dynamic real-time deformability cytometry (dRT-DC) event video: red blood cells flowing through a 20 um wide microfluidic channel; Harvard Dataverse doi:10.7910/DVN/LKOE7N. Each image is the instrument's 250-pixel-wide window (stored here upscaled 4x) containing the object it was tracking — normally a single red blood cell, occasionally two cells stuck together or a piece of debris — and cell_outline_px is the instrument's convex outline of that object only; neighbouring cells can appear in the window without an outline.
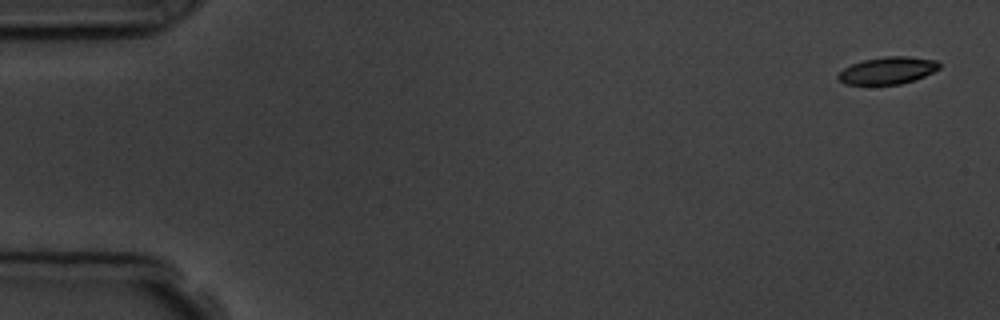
{"species": "common noctule bat (a hibernating species)", "species_latin": "Nyctalus noctula", "temperature_condition": "room temperature", "stored_images_in_passage": 5, "camera_frame_rate_fps": 3000, "um_per_image_px": 0.085, "animal": {"sex": "male", "body_mass_g": 19.5, "forearm_length_mm": 54.6}, "frame": {"image": 1, "passage_image": 1, "time_ms": 0.0, "image_size_px": [1000, 320], "cell_outline_px": [[940, 68], [924, 76], [900, 84], [844, 84], [836, 76], [844, 68], [852, 64], [864, 60], [884, 56], [908, 56], [936, 60], [940, 64]], "centroid_in_image_um": [75.45, 5.98], "position_along_channel_um": 9.6, "area_um2": 15.84}}
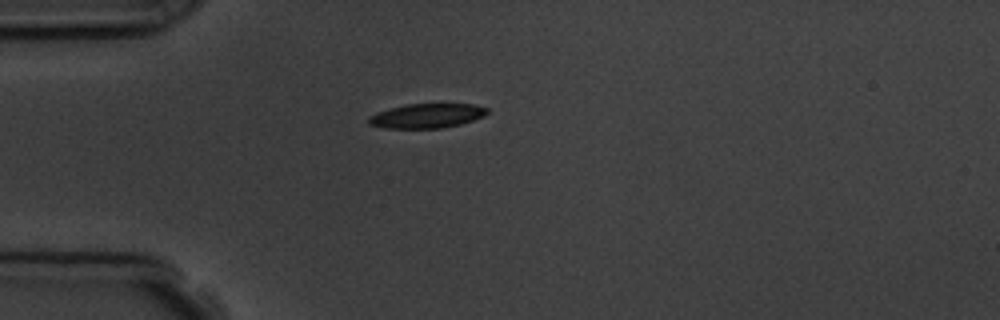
{"frame": {"image": 2, "passage_image": 5, "time_ms": 4.333, "image_size_px": [1000, 320], "cell_outline_px": [[488, 112], [484, 116], [460, 124], [440, 128], [384, 128], [368, 124], [368, 116], [376, 112], [404, 104], [472, 104], [488, 108]], "centroid_in_image_um": [36.24, 9.84], "position_along_channel_um": 48.8, "area_um2": 16.88}}